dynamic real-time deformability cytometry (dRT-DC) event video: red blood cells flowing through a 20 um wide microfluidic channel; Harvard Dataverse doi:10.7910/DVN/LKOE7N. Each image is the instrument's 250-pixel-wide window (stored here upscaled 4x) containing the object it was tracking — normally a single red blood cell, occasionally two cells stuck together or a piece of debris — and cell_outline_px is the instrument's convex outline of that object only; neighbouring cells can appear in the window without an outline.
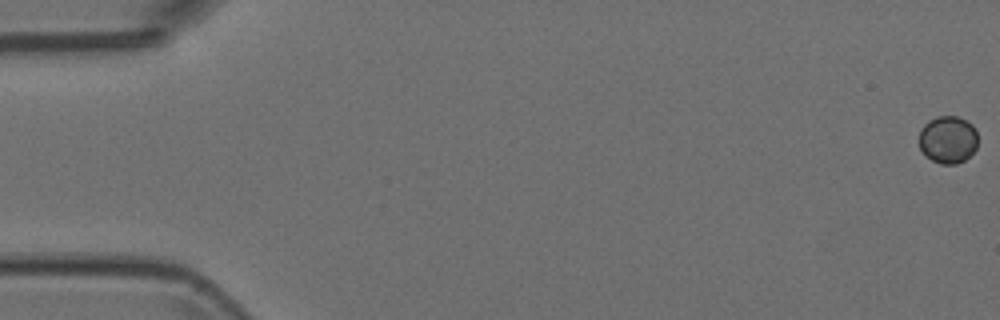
{"species": "Egyptian fruit bat (a non-hibernating species)", "species_latin": "Rousettus aegyptiacus", "temperature_condition": "room temperature", "stored_images_in_passage": 6, "segment_of_instrument_passage": [1, 2], "camera_frame_rate_fps": 3000, "um_per_image_px": 0.085, "animal": {"sex": "female"}, "frame": {"image": 1, "passage_image": 1, "time_ms": 0.0, "image_size_px": [1000, 320], "cell_outline_px": [[976, 148], [964, 160], [956, 164], [940, 164], [924, 156], [920, 148], [920, 128], [928, 120], [936, 116], [956, 116], [972, 124], [976, 132]], "centroid_in_image_um": [80.54, 11.86], "position_along_channel_um": 4.5, "area_um2": 16.24}}